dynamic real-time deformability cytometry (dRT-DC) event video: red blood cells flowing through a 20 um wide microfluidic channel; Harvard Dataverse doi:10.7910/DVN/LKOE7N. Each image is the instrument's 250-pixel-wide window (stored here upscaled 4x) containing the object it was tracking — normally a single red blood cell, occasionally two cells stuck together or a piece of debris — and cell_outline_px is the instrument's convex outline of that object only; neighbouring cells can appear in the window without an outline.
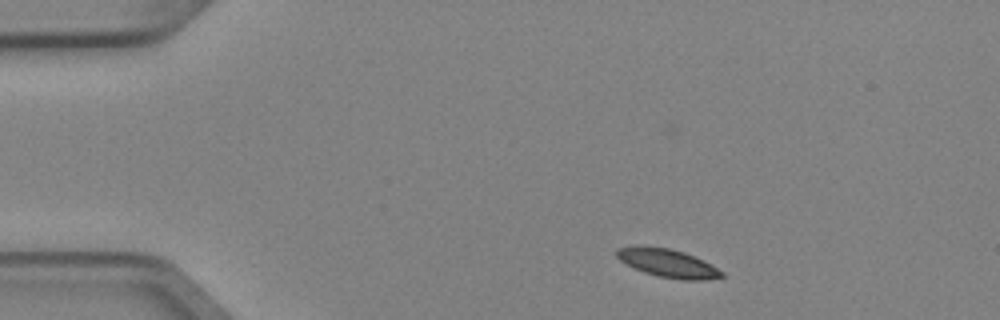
{"species": "Egyptian fruit bat (a non-hibernating species)", "species_latin": "Rousettus aegyptiacus", "temperature_condition": "cold", "stored_images_in_passage": 3, "camera_frame_rate_fps": 3000, "um_per_image_px": 0.085, "animal": {"sex": "female"}, "frame": {"image": 1, "passage_image": 1, "time_ms": 0.0, "image_size_px": [1000, 320], "cell_outline_px": [[724, 276], [704, 280], [680, 280], [660, 276], [644, 272], [620, 260], [616, 256], [616, 248], [636, 244], [668, 248], [684, 252], [704, 260], [724, 272]], "centroid_in_image_um": [56.75, 22.34], "position_along_channel_um": 28.3, "area_um2": 17.4}}
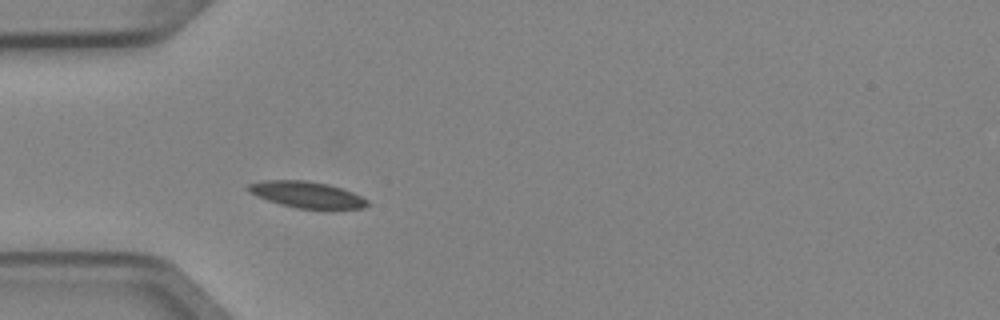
{"frame": {"image": 2, "passage_image": 3, "time_ms": 0.667, "image_size_px": [1000, 320], "cell_outline_px": [[368, 204], [364, 208], [324, 212], [296, 208], [280, 204], [268, 200], [248, 192], [244, 188], [248, 184], [264, 180], [304, 180], [328, 184], [352, 192], [368, 200]], "centroid_in_image_um": [26.11, 16.59], "position_along_channel_um": 58.9, "area_um2": 19.02}}